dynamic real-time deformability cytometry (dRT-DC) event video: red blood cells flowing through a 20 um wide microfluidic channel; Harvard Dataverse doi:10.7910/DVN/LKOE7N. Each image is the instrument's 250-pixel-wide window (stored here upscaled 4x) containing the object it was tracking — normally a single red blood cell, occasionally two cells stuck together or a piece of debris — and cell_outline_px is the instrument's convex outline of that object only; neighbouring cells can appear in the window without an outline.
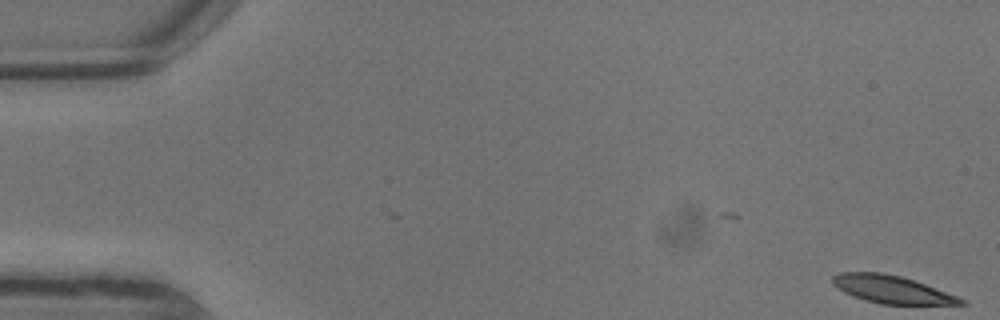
{"species": "common noctule bat (a hibernating species)", "species_latin": "Nyctalus noctula", "temperature_condition": "warm", "stored_images_in_passage": 10, "camera_frame_rate_fps": 3000, "um_per_image_px": 0.085, "animal": {"sex": "male", "body_mass_g": 13.3}, "frame": {"image": 1, "passage_image": 1, "time_ms": 0.0, "image_size_px": [1000, 320], "cell_outline_px": [[968, 304], [880, 304], [864, 300], [844, 292], [836, 288], [832, 284], [832, 276], [840, 272], [880, 272], [900, 276], [924, 284], [968, 300]], "centroid_in_image_um": [75.77, 24.6], "position_along_channel_um": 9.2, "area_um2": 20.58}}
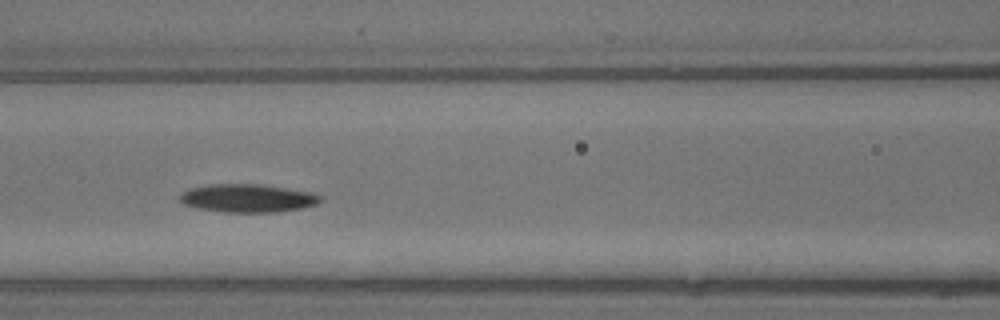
{"frame": {"image": 2, "passage_image": 9, "time_ms": 2.667, "image_size_px": [1000, 320], "cell_outline_px": [[320, 200], [316, 204], [304, 208], [276, 212], [224, 212], [200, 208], [184, 204], [180, 200], [180, 196], [188, 188], [208, 184], [260, 184], [288, 188], [312, 192], [320, 196]], "centroid_in_image_um": [21.06, 16.84], "position_along_channel_um": 145.5, "area_um2": 23.0}}
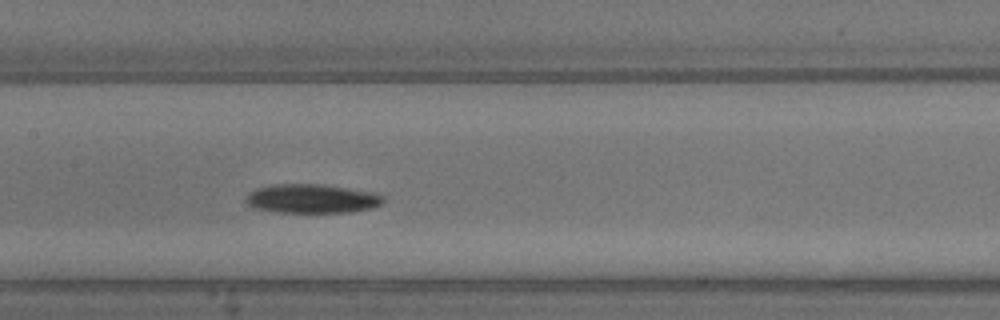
{"frame": {"image": 3, "passage_image": 10, "time_ms": 3.0, "image_size_px": [1000, 320], "cell_outline_px": [[384, 200], [380, 204], [372, 208], [348, 212], [276, 212], [252, 208], [244, 204], [244, 200], [248, 192], [256, 188], [272, 184], [324, 184], [376, 192], [384, 196]], "centroid_in_image_um": [26.46, 16.88], "position_along_channel_um": 180.9, "area_um2": 23.64}}